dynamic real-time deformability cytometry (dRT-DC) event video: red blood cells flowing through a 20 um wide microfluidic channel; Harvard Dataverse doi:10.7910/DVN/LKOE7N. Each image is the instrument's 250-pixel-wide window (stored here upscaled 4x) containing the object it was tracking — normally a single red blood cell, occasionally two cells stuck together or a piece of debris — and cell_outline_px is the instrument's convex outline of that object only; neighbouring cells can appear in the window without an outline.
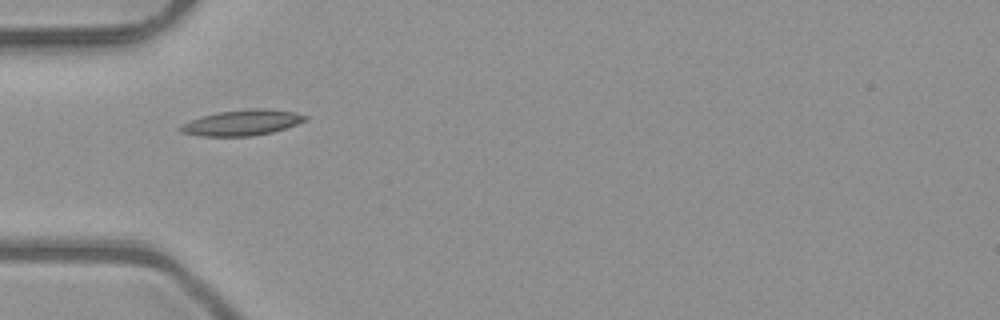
{"species": "common noctule bat (a hibernating species)", "species_latin": "Nyctalus noctula", "temperature_condition": "room temperature", "stored_images_in_passage": 3, "camera_frame_rate_fps": 3000, "um_per_image_px": 0.085, "animal": {"sex": "male", "body_mass_g": 23.1, "forearm_length_mm": 52.7}, "frame": {"image": 1, "passage_image": 1, "time_ms": 0.0, "image_size_px": [1000, 320], "cell_outline_px": [[308, 120], [272, 132], [252, 136], [200, 136], [180, 132], [176, 128], [180, 124], [216, 112], [252, 108], [264, 108], [296, 112], [308, 116]], "centroid_in_image_um": [20.57, 10.42], "position_along_channel_um": 64.4, "area_um2": 18.73}}
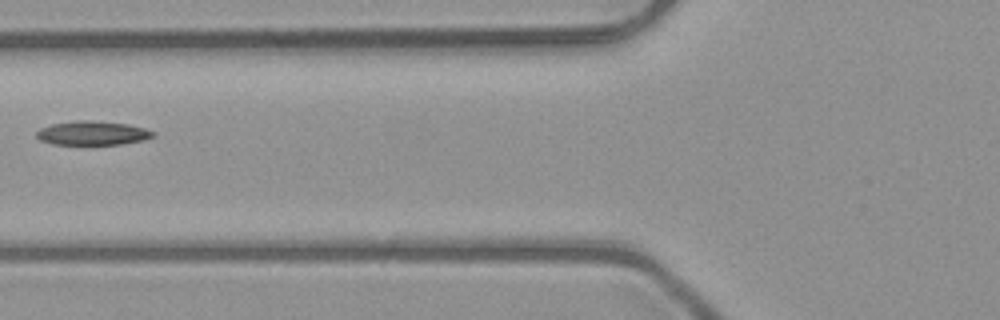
{"frame": {"image": 2, "passage_image": 2, "time_ms": 0.333, "image_size_px": [1000, 320], "cell_outline_px": [[156, 136], [144, 140], [124, 144], [52, 144], [40, 140], [36, 136], [36, 132], [40, 128], [52, 124], [76, 120], [88, 120], [128, 124], [144, 128], [156, 132]], "centroid_in_image_um": [7.89, 11.31], "position_along_channel_um": 117.9, "area_um2": 16.36}}
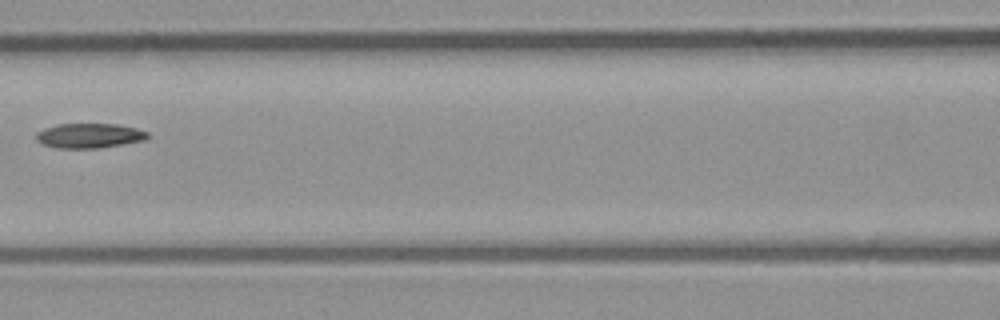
{"frame": {"image": 3, "passage_image": 3, "time_ms": 0.667, "image_size_px": [1000, 320], "cell_outline_px": [[148, 136], [144, 140], [96, 148], [56, 148], [40, 144], [36, 140], [36, 132], [44, 128], [56, 124], [116, 124], [136, 128], [148, 132]], "centroid_in_image_um": [7.52, 11.53], "position_along_channel_um": 159.1, "area_um2": 16.01}}